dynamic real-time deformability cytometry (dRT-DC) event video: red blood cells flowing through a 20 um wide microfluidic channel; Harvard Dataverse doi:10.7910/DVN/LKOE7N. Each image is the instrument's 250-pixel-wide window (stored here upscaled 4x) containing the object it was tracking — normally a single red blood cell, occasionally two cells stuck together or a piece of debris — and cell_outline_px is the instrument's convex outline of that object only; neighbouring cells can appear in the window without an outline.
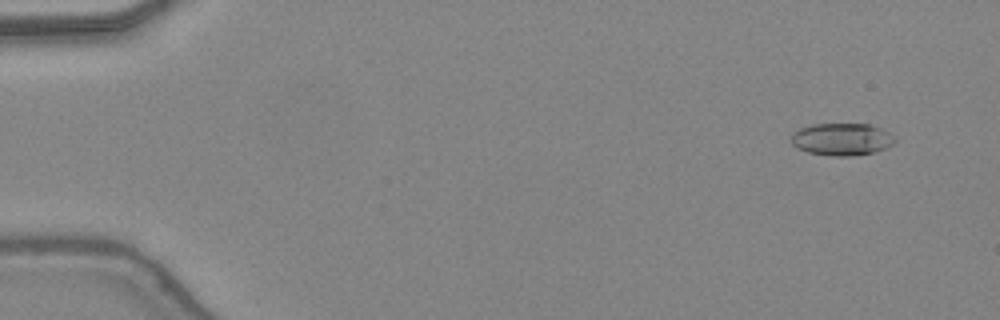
{"species": "common noctule bat (a hibernating species)", "species_latin": "Nyctalus noctula", "temperature_condition": "warm", "stored_images_in_passage": 48, "camera_frame_rate_fps": 3000, "um_per_image_px": 0.085, "animal": {"sex": "female", "body_mass_g": 24.6, "forearm_length_mm": 56.2}, "frame": {"image": 1, "passage_image": 4, "time_ms": 1.0, "image_size_px": [1000, 320], "cell_outline_px": [[896, 140], [892, 144], [876, 152], [852, 156], [832, 156], [808, 152], [796, 148], [792, 144], [792, 136], [800, 128], [812, 124], [868, 124], [880, 128], [888, 132]], "centroid_in_image_um": [71.55, 11.84], "position_along_channel_um": 13.5, "area_um2": 19.36}}
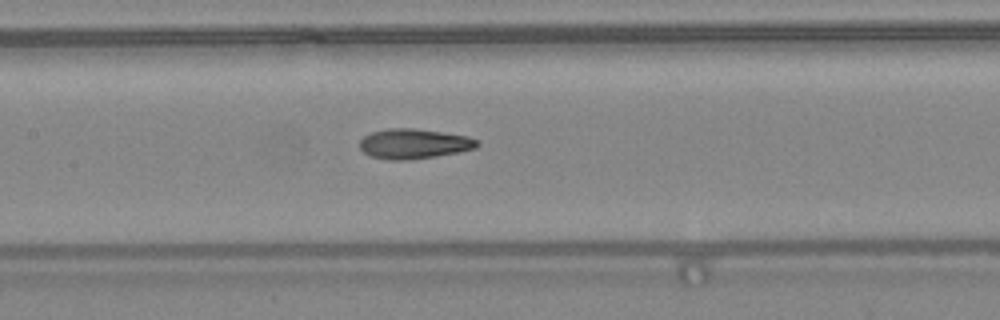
{"frame": {"image": 2, "passage_image": 24, "time_ms": 7.667, "image_size_px": [1000, 320], "cell_outline_px": [[480, 144], [476, 148], [436, 156], [408, 160], [388, 160], [372, 156], [364, 152], [360, 148], [360, 140], [364, 136], [372, 132], [388, 128], [412, 128], [468, 136], [476, 140]], "centroid_in_image_um": [35.16, 12.22], "position_along_channel_um": 172.2, "area_um2": 20.29}}
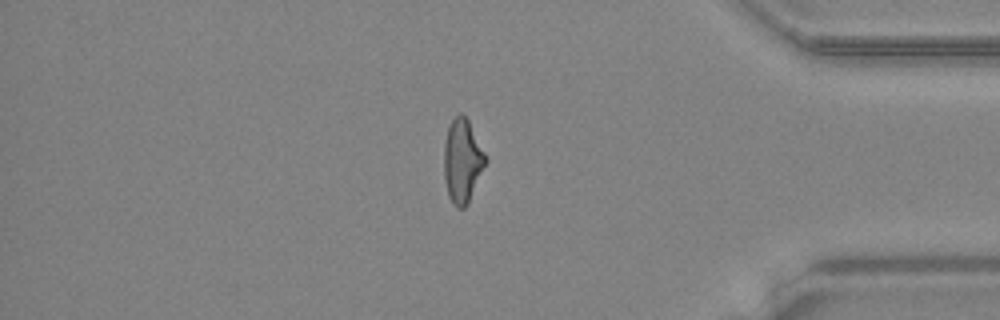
{"frame": {"image": 3, "passage_image": 41, "time_ms": 13.333, "image_size_px": [1000, 320], "cell_outline_px": [[488, 160], [468, 204], [464, 208], [456, 208], [452, 204], [448, 196], [444, 180], [444, 144], [448, 128], [452, 120], [460, 112], [468, 120]], "centroid_in_image_um": [39.29, 13.73], "position_along_channel_um": 395.9, "area_um2": 20.29}, "authors_computed_cell_mechanics": {"area_um2": 20.0277, "velocity_mm_per_s": 4.4318, "shape_relaxation_time_tau1_ms": 10.679, "shape_relaxation_time_tau2_ms": 1.7896, "deformation_change_tau1": 0.3018, "deformation_change_tau2": 0.102}}